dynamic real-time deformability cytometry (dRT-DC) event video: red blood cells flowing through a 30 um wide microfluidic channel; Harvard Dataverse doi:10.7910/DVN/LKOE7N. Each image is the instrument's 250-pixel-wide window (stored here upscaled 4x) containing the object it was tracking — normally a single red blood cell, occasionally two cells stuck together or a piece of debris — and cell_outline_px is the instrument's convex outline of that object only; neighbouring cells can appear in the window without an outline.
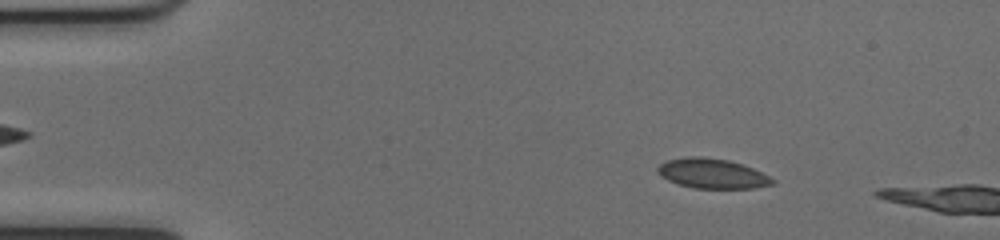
{"species": "common noctule bat (a hibernating species)", "species_latin": "Nyctalus noctula", "temperature_condition": "cold", "stored_images_in_passage": 10, "camera_frame_rate_fps": 3000, "um_per_image_px": 0.085, "animal": {"sex": "female", "body_mass_g": 17.0, "forearm_length_mm": 48.0}, "frame": {"image": 1, "passage_image": 7, "time_ms": 2.0, "image_size_px": [1000, 240], "cell_outline_px": [[776, 184], [756, 188], [692, 188], [668, 180], [656, 172], [656, 168], [660, 164], [668, 160], [688, 156], [704, 156], [728, 160], [744, 164], [776, 180]], "centroid_in_image_um": [60.55, 14.74], "position_along_channel_um": 24.4, "area_um2": 20.06}}